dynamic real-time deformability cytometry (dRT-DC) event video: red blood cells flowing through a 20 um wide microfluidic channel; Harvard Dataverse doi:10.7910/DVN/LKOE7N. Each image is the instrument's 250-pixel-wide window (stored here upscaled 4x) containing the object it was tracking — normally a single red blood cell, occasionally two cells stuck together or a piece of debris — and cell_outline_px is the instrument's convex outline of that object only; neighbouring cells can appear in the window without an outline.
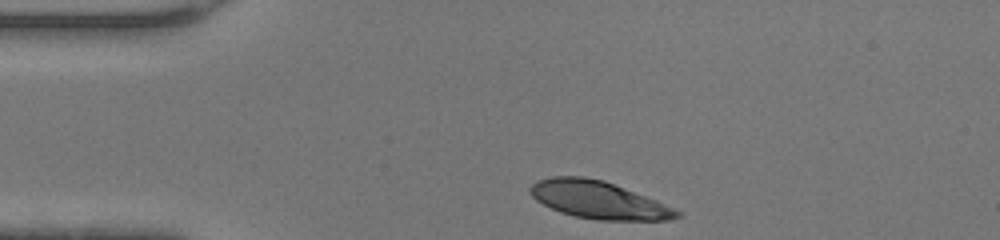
{"species": "human", "species_latin": "Homo sapiens", "temperature_condition": "warm", "stored_images_in_passage": 29, "camera_frame_rate_fps": 3000, "um_per_image_px": 0.085, "donor": {"sex": "female"}, "frame": {"image": 1, "passage_image": 1, "time_ms": 0.0, "image_size_px": [1000, 240], "cell_outline_px": [[684, 216], [672, 220], [596, 220], [576, 216], [560, 212], [536, 200], [528, 192], [528, 188], [532, 184], [540, 180], [552, 176], [584, 176], [604, 180], [684, 212]], "centroid_in_image_um": [50.89, 17.0], "position_along_channel_um": 34.1, "area_um2": 31.96}}
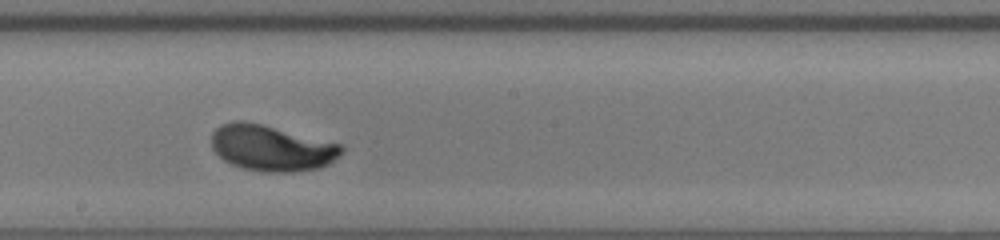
{"frame": {"image": 2, "passage_image": 17, "time_ms": 5.333, "image_size_px": [1000, 240], "cell_outline_px": [[344, 152], [328, 164], [320, 168], [292, 172], [268, 172], [244, 168], [232, 164], [224, 160], [212, 148], [212, 132], [220, 124], [232, 120], [244, 120], [344, 144]], "centroid_in_image_um": [23.1, 12.57], "position_along_channel_um": 225.1, "area_um2": 34.91}}
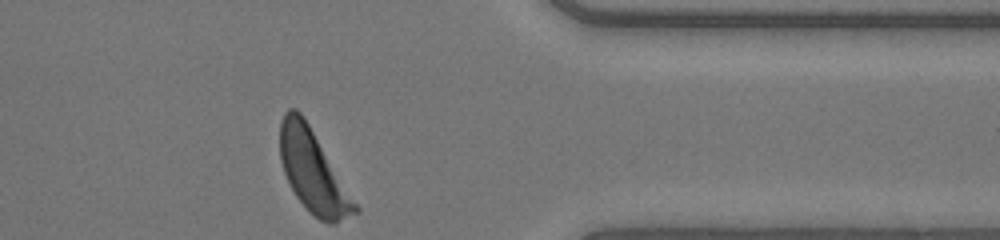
{"frame": {"image": 3, "passage_image": 29, "time_ms": 9.333, "image_size_px": [1000, 240], "cell_outline_px": [[360, 212], [336, 224], [328, 224], [320, 220], [308, 212], [296, 196], [284, 172], [280, 160], [280, 120], [284, 112], [288, 108], [296, 108], [304, 116], [360, 208]], "centroid_in_image_um": [26.62, 14.59], "position_along_channel_um": 384.8, "area_um2": 35.95}, "authors_computed_cell_mechanics": {"area_um2": 34.391, "velocity_mm_per_s": 4.3996, "shape_relaxation_time_tau1_ms": 2.7593, "shape_relaxation_time_tau2_ms": null, "deformation_change_tau1": 0.191, "deformation_change_tau2": null}}